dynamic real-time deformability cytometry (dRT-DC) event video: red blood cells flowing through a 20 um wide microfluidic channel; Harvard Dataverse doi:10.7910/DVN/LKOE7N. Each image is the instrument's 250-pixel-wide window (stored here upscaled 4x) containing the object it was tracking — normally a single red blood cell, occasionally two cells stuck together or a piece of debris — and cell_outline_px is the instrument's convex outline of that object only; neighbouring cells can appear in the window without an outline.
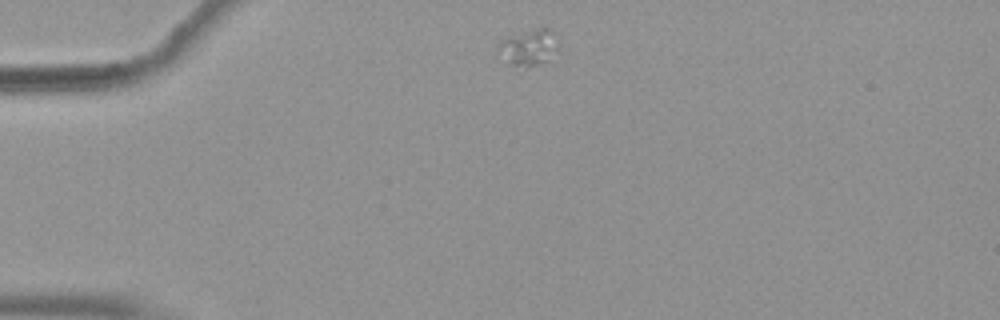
{"species": "common noctule bat (a hibernating species)", "species_latin": "Nyctalus noctula", "temperature_condition": "warm", "stored_images_in_passage": 45, "camera_frame_rate_fps": 3000, "um_per_image_px": 0.085, "animal": {"sex": "female", "body_mass_g": 19.9}, "frame": {"image": 1, "passage_image": 1, "time_ms": 0.0, "image_size_px": [1000, 320], "cell_outline_px": [[560, 52], [548, 60], [524, 68], [508, 64], [500, 44], [500, 40], [508, 36], [540, 28], [548, 28], [552, 32]], "centroid_in_image_um": [45.02, 4.05], "position_along_channel_um": 40.0, "area_um2": 12.2}}
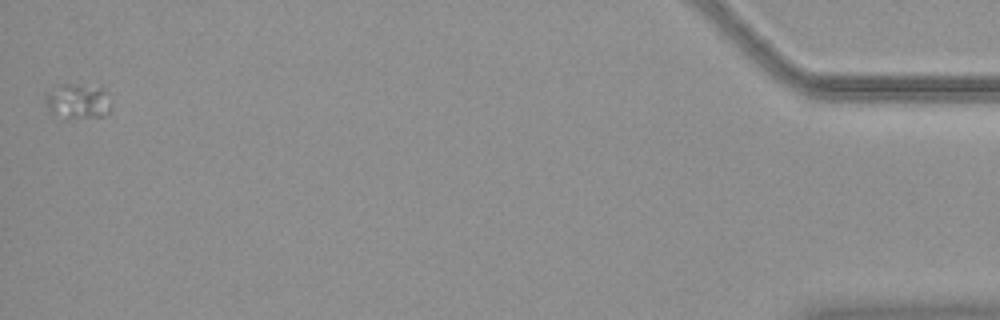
{"frame": {"image": 2, "passage_image": 45, "time_ms": 14.667, "image_size_px": [1000, 320], "cell_outline_px": [[108, 112], [104, 116], [68, 116], [48, 112], [44, 96], [48, 92], [64, 84], [100, 84], [104, 88], [108, 108]], "centroid_in_image_um": [6.59, 8.53], "position_along_channel_um": 428.6, "area_um2": 12.89}}